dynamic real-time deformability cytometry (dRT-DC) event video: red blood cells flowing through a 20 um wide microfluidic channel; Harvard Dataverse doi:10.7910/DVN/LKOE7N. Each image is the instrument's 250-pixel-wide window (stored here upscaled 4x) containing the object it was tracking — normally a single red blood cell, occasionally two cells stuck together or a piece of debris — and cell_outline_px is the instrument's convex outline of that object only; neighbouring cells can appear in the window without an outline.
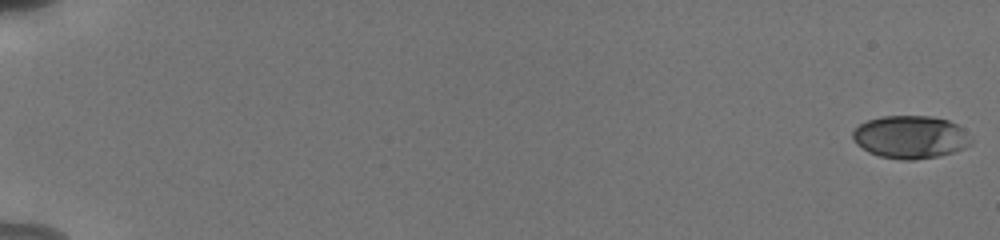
{"species": "human", "species_latin": "Homo sapiens", "temperature_condition": "cold", "stored_images_in_passage": 56, "camera_frame_rate_fps": 3000, "um_per_image_px": 0.085, "donor": {"sex": "male"}, "frame": {"image": 1, "passage_image": 1, "time_ms": 0.0, "image_size_px": [1000, 240], "cell_outline_px": [[972, 144], [964, 148], [952, 152], [936, 156], [916, 160], [900, 160], [880, 156], [868, 152], [856, 144], [852, 140], [852, 132], [860, 124], [868, 120], [880, 116], [932, 116], [948, 120], [956, 124], [972, 140]], "centroid_in_image_um": [77.35, 11.65], "position_along_channel_um": 7.7, "area_um2": 29.48}}
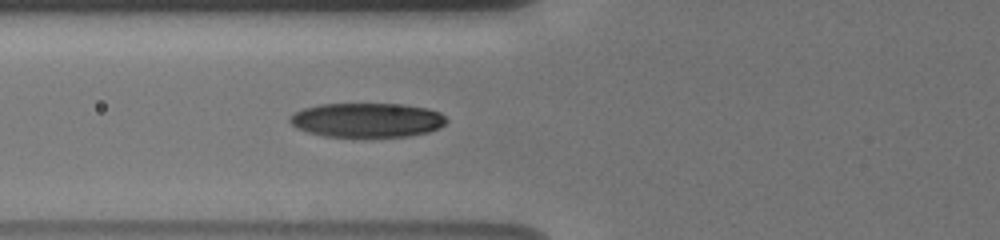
{"frame": {"image": 2, "passage_image": 24, "time_ms": 7.667, "image_size_px": [1000, 240], "cell_outline_px": [[448, 120], [440, 128], [428, 132], [408, 136], [324, 136], [308, 132], [296, 128], [288, 120], [288, 116], [304, 108], [320, 104], [404, 104], [428, 108], [440, 112]], "centroid_in_image_um": [31.21, 10.19], "position_along_channel_um": 94.6, "area_um2": 31.33}}
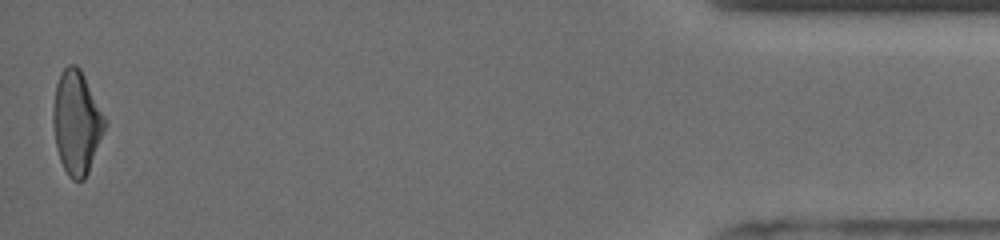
{"frame": {"image": 3, "passage_image": 56, "time_ms": 18.333, "image_size_px": [1000, 240], "cell_outline_px": [[104, 128], [88, 172], [84, 180], [72, 180], [68, 176], [60, 160], [56, 148], [52, 124], [52, 108], [56, 84], [60, 72], [68, 64], [76, 64], [80, 68], [104, 116]], "centroid_in_image_um": [6.45, 10.39], "position_along_channel_um": 428.7, "area_um2": 30.75}, "authors_computed_cell_mechanics": {"area_um2": 30.6918, "velocity_mm_per_s": 3.8252, "shape_relaxation_time_tau1_ms": 4.4965, "shape_relaxation_time_tau2_ms": 2.015, "deformation_change_tau1": 0.1672, "deformation_change_tau2": 0.0758}}